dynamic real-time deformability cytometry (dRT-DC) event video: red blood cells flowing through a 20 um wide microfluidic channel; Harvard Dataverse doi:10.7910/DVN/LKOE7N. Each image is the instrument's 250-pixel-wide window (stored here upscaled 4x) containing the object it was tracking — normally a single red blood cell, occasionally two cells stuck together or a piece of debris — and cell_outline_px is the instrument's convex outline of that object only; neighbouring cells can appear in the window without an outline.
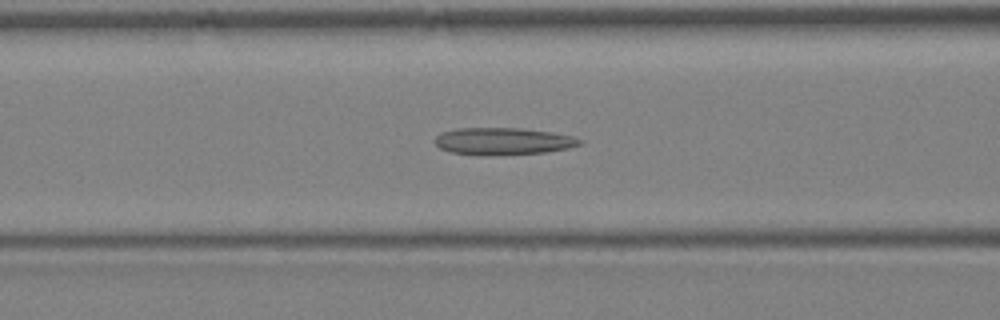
{"species": "Egyptian fruit bat (a non-hibernating species)", "species_latin": "Rousettus aegyptiacus", "temperature_condition": "warm", "stored_images_in_passage": 30, "camera_frame_rate_fps": 3000, "um_per_image_px": 0.085, "animal": {"sex": "female"}, "frame": {"image": 1, "passage_image": 10, "time_ms": 3.0, "image_size_px": [1000, 320], "cell_outline_px": [[584, 144], [568, 148], [548, 152], [484, 156], [448, 152], [440, 148], [436, 144], [436, 136], [440, 132], [460, 128], [520, 128], [552, 132], [572, 136], [584, 140]], "centroid_in_image_um": [42.79, 12.01], "position_along_channel_um": 123.8, "area_um2": 23.18}}
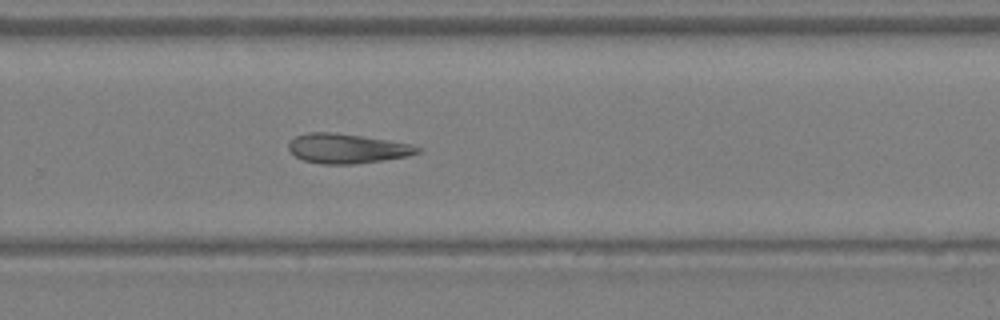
{"frame": {"image": 2, "passage_image": 19, "time_ms": 6.0, "image_size_px": [1000, 320], "cell_outline_px": [[420, 152], [408, 156], [384, 160], [352, 164], [320, 164], [304, 160], [296, 156], [288, 148], [288, 144], [296, 136], [308, 132], [332, 132], [388, 140], [412, 144], [420, 148]], "centroid_in_image_um": [29.51, 12.62], "position_along_channel_um": 300.3, "area_um2": 22.08}}
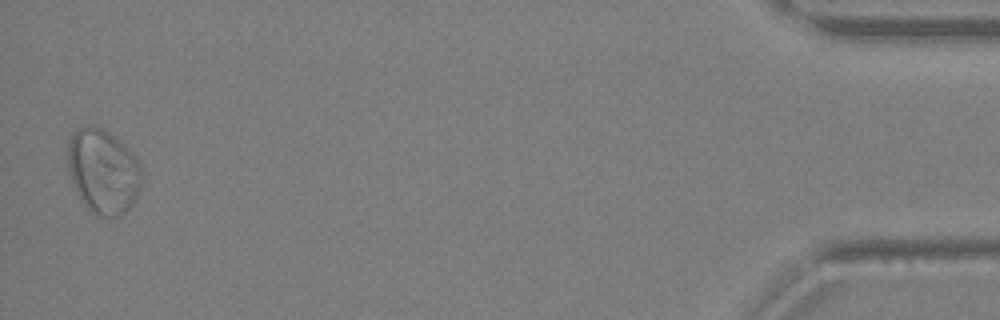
{"frame": {"image": 3, "passage_image": 30, "time_ms": 9.667, "image_size_px": [1000, 320], "cell_outline_px": [[140, 188], [132, 204], [120, 216], [96, 216], [80, 200], [76, 192], [68, 168], [68, 144], [72, 136], [84, 124], [100, 128], [108, 132], [124, 144], [136, 156], [140, 164]], "centroid_in_image_um": [8.76, 14.57], "position_along_channel_um": 426.4, "area_um2": 36.13}}